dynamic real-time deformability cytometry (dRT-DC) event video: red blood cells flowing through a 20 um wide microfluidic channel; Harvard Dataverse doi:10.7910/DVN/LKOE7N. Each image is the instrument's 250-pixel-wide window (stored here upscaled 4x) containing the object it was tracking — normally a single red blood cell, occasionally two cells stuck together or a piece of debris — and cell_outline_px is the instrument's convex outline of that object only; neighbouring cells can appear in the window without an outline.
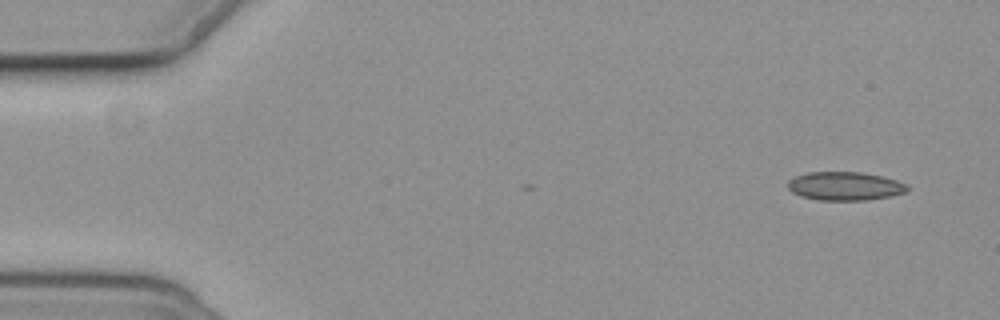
{"species": "common noctule bat (a hibernating species)", "species_latin": "Nyctalus noctula", "temperature_condition": "cold", "stored_images_in_passage": 10, "camera_frame_rate_fps": 3000, "um_per_image_px": 0.085, "animal": {"sex": "female", "body_mass_g": 19.3, "forearm_length_mm": 54.1}, "frame": {"image": 1, "passage_image": 1, "time_ms": 0.0, "image_size_px": [1000, 320], "cell_outline_px": [[908, 192], [868, 200], [820, 200], [800, 196], [792, 192], [788, 188], [788, 180], [796, 176], [808, 172], [860, 172], [880, 176], [896, 180], [908, 184]], "centroid_in_image_um": [71.81, 15.82], "position_along_channel_um": 13.2, "area_um2": 19.83}}
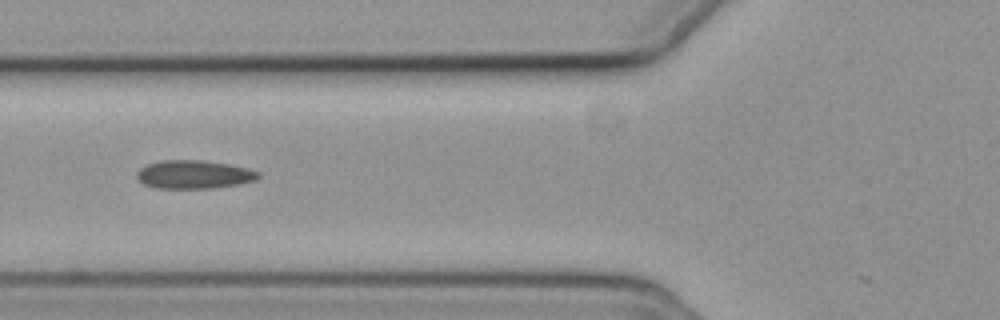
{"frame": {"image": 2, "passage_image": 6, "time_ms": 6.0, "image_size_px": [1000, 320], "cell_outline_px": [[260, 176], [256, 180], [236, 184], [212, 188], [156, 188], [144, 184], [136, 176], [136, 172], [140, 168], [148, 164], [160, 160], [204, 160], [228, 164], [248, 168], [260, 172]], "centroid_in_image_um": [16.48, 14.82], "position_along_channel_um": 109.3, "area_um2": 20.06}}
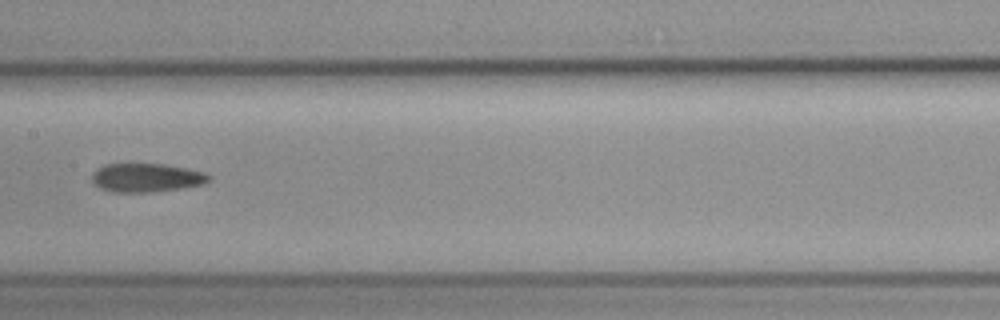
{"frame": {"image": 3, "passage_image": 8, "time_ms": 8.333, "image_size_px": [1000, 320], "cell_outline_px": [[208, 180], [204, 184], [184, 188], [152, 192], [112, 192], [100, 188], [92, 180], [92, 172], [96, 168], [104, 164], [164, 164], [204, 172], [208, 176]], "centroid_in_image_um": [12.4, 15.11], "position_along_channel_um": 195.0, "area_um2": 19.48}}